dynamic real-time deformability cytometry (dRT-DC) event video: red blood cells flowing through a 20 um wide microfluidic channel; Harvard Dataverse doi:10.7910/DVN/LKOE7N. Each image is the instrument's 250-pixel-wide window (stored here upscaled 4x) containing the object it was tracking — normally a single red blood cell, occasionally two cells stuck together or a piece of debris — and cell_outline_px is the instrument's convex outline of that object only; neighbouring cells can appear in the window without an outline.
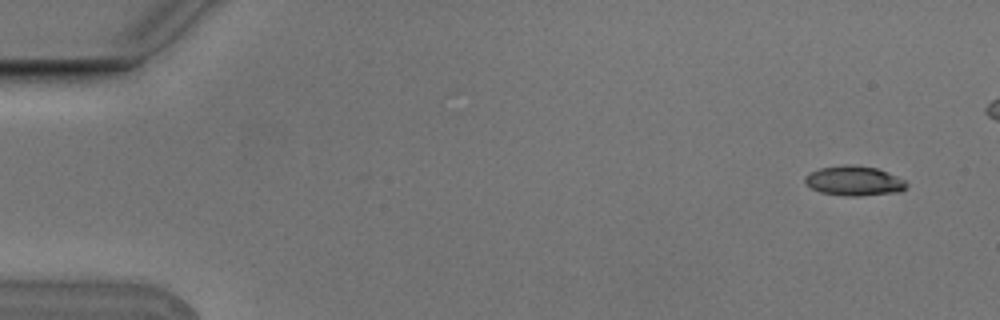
{"species": "Egyptian fruit bat (a non-hibernating species)", "species_latin": "Rousettus aegyptiacus", "temperature_condition": "cold", "stored_images_in_passage": 7, "camera_frame_rate_fps": 3000, "um_per_image_px": 0.085, "animal": {"sex": "male"}, "frame": {"image": 1, "passage_image": 1, "time_ms": 0.0, "image_size_px": [1000, 320], "cell_outline_px": [[908, 184], [900, 192], [860, 196], [844, 196], [820, 192], [812, 188], [804, 180], [804, 176], [808, 172], [820, 168], [848, 164], [876, 168], [888, 172], [904, 180]], "centroid_in_image_um": [72.58, 15.37], "position_along_channel_um": 12.4, "area_um2": 17.57}}